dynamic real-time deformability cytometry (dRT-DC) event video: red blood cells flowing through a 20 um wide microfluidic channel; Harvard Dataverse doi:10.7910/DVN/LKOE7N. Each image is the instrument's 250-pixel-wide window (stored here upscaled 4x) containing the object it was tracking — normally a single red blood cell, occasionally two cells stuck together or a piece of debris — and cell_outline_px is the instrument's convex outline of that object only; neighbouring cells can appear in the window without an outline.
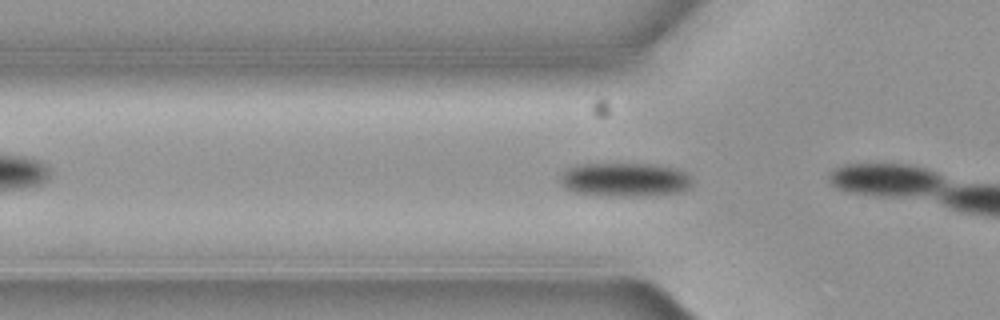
{"species": "common noctule bat (a hibernating species)", "species_latin": "Nyctalus noctula", "temperature_condition": "cold", "stored_images_in_passage": 7, "camera_frame_rate_fps": 3000, "um_per_image_px": 0.085, "animal": {"sex": "female", "body_mass_g": 19.3, "forearm_length_mm": 54.1}, "frame": {"image": 1, "passage_image": 7, "time_ms": 2.0, "image_size_px": [1000, 320], "cell_outline_px": [[692, 188], [684, 192], [632, 196], [608, 196], [576, 192], [564, 188], [560, 184], [560, 176], [568, 168], [580, 164], [656, 164], [676, 168], [692, 176]], "centroid_in_image_um": [53.16, 15.27], "position_along_channel_um": 72.6, "area_um2": 26.3}}